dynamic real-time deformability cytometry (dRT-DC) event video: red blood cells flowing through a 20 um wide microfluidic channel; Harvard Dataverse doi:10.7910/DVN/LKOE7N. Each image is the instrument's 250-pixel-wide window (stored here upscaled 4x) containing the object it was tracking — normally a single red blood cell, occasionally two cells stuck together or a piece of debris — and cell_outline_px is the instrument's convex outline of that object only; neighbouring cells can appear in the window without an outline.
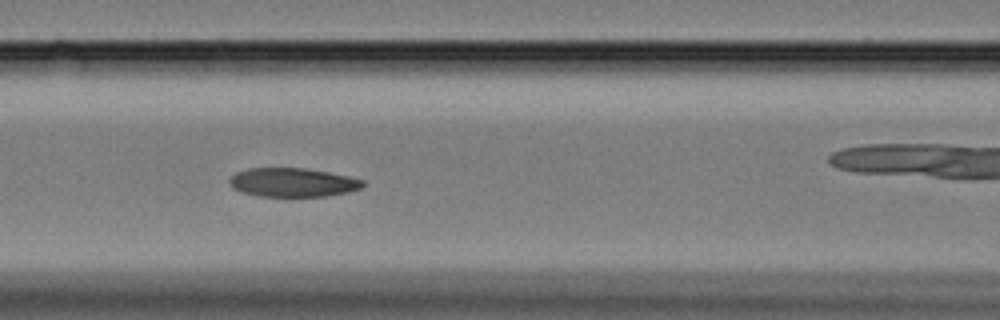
{"species": "Egyptian fruit bat (a non-hibernating species)", "species_latin": "Rousettus aegyptiacus", "temperature_condition": "cold", "stored_images_in_passage": 37, "camera_frame_rate_fps": 3000, "um_per_image_px": 0.085, "animal": {"sex": "female"}, "frame": {"image": 1, "passage_image": 9, "time_ms": 2.667, "image_size_px": [1000, 320], "cell_outline_px": [[364, 184], [360, 188], [348, 192], [324, 196], [260, 196], [240, 192], [232, 188], [228, 180], [236, 172], [248, 168], [304, 168], [328, 172], [348, 176], [364, 180]], "centroid_in_image_um": [24.85, 15.5], "position_along_channel_um": 141.8, "area_um2": 22.37}}
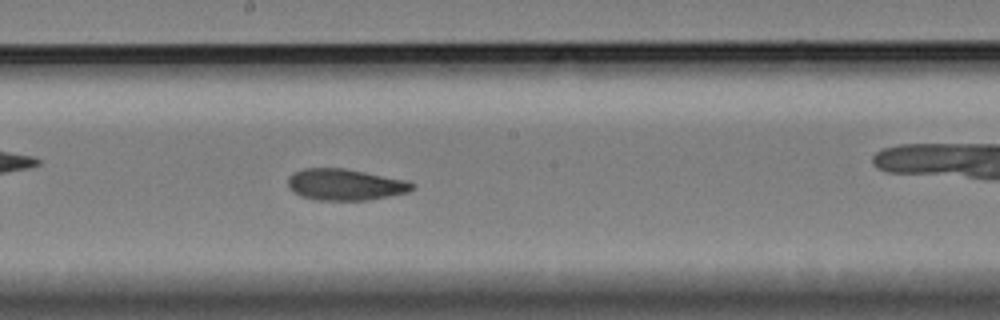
{"frame": {"image": 2, "passage_image": 16, "time_ms": 5.0, "image_size_px": [1000, 320], "cell_outline_px": [[416, 188], [408, 192], [368, 200], [316, 200], [300, 196], [292, 192], [288, 188], [288, 176], [292, 172], [304, 168], [344, 168], [408, 180], [416, 184]], "centroid_in_image_um": [29.33, 15.69], "position_along_channel_um": 218.9, "area_um2": 23.06}}
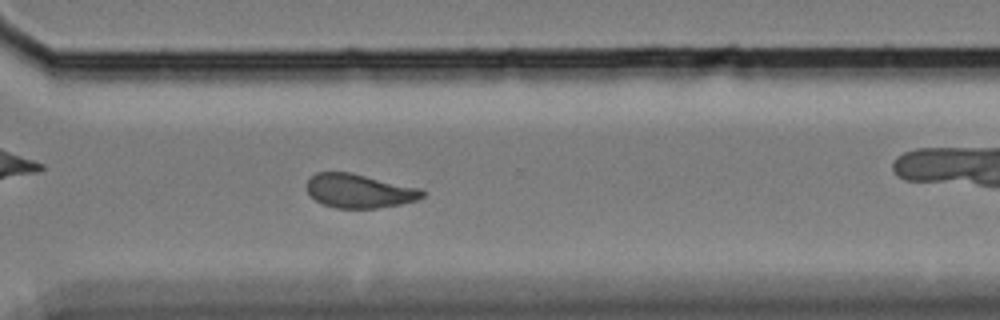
{"frame": {"image": 3, "passage_image": 27, "time_ms": 8.667, "image_size_px": [1000, 320], "cell_outline_px": [[424, 196], [416, 200], [400, 204], [376, 208], [336, 208], [324, 204], [316, 200], [304, 188], [304, 184], [316, 172], [352, 172], [420, 188], [424, 192]], "centroid_in_image_um": [30.5, 16.21], "position_along_channel_um": 340.1, "area_um2": 22.89}, "authors_computed_cell_mechanics": {"area_um2": 23.0622, "velocity_mm_per_s": 3.3152, "shape_relaxation_time_tau1_ms": null, "shape_relaxation_time_tau2_ms": 4.3029, "deformation_change_tau1": null, "deformation_change_tau2": 0.1087}}